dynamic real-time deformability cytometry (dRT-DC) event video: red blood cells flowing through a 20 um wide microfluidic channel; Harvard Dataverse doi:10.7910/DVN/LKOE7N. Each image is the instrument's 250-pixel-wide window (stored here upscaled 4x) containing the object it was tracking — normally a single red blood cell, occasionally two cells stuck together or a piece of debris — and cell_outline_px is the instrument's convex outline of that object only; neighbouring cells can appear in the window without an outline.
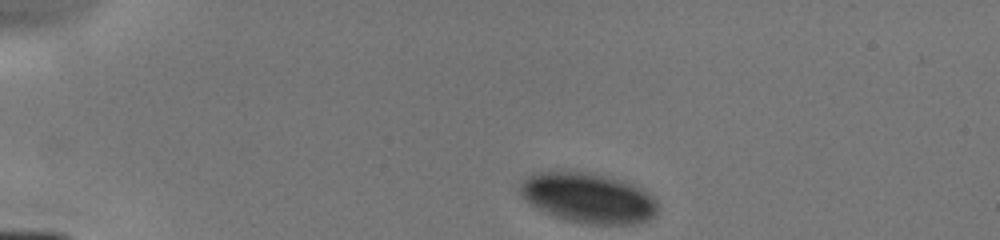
{"species": "human", "species_latin": "Homo sapiens", "temperature_condition": "cold", "stored_images_in_passage": 4, "camera_frame_rate_fps": 3000, "um_per_image_px": 0.085, "donor": {"sex": "male"}, "frame": {"image": 1, "passage_image": 1, "time_ms": 0.0, "image_size_px": [1000, 240], "cell_outline_px": [[660, 208], [656, 216], [648, 220], [632, 224], [588, 224], [568, 220], [552, 216], [544, 212], [524, 200], [516, 188], [532, 172], [592, 172], [612, 176], [640, 184], [656, 200]], "centroid_in_image_um": [50.05, 16.81], "position_along_channel_um": 34.9, "area_um2": 41.21}}